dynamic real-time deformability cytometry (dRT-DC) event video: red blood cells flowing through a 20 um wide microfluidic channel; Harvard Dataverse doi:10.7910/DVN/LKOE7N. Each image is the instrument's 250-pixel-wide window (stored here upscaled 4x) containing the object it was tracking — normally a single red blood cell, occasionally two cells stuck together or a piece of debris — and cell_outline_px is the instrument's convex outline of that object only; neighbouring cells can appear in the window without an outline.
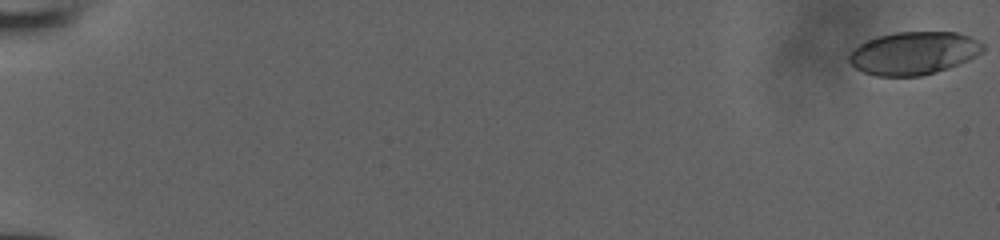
{"species": "human", "species_latin": "Homo sapiens", "temperature_condition": "room temperature", "stored_images_in_passage": 53, "camera_frame_rate_fps": 3000, "um_per_image_px": 0.085, "donor": {"sex": "male"}, "frame": {"image": 1, "passage_image": 1, "time_ms": 0.0, "image_size_px": [1000, 240], "cell_outline_px": [[984, 52], [968, 60], [948, 68], [936, 72], [920, 76], [876, 76], [864, 72], [856, 68], [848, 60], [848, 56], [860, 44], [876, 36], [896, 32], [956, 32], [968, 36], [984, 44]], "centroid_in_image_um": [77.68, 4.52], "position_along_channel_um": 7.3, "area_um2": 33.35}}
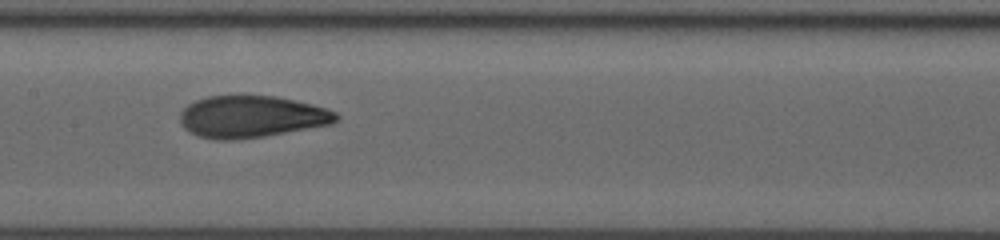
{"frame": {"image": 2, "passage_image": 30, "time_ms": 9.667, "image_size_px": [1000, 240], "cell_outline_px": [[340, 120], [332, 124], [264, 136], [232, 140], [216, 140], [200, 136], [188, 132], [180, 124], [180, 112], [188, 104], [196, 100], [208, 96], [276, 96], [296, 100], [312, 104], [336, 112], [340, 116]], "centroid_in_image_um": [21.38, 9.92], "position_along_channel_um": 186.0, "area_um2": 38.21}}
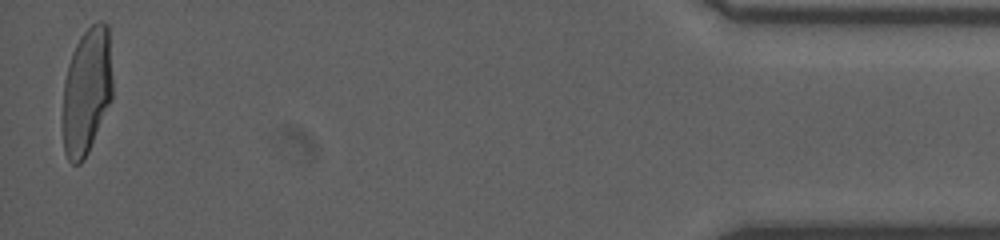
{"frame": {"image": 3, "passage_image": 53, "time_ms": 17.333, "image_size_px": [1000, 240], "cell_outline_px": [[112, 100], [88, 152], [84, 160], [80, 164], [72, 164], [68, 160], [64, 152], [64, 80], [68, 64], [72, 52], [76, 44], [84, 32], [92, 24], [100, 20], [104, 20], [108, 24], [112, 80]], "centroid_in_image_um": [7.39, 7.73], "position_along_channel_um": 427.8, "area_um2": 36.76}}